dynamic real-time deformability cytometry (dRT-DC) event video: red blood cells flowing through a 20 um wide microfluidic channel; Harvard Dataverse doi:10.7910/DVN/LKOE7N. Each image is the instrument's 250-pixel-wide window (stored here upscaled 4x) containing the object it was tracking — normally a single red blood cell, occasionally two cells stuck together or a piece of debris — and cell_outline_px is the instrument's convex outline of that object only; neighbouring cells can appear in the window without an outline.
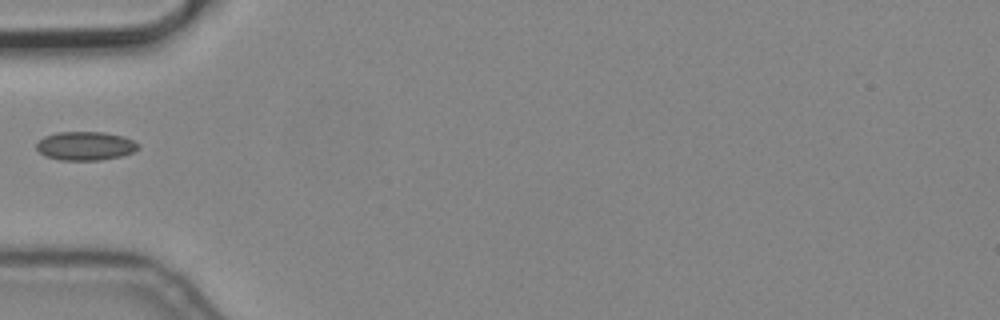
{"species": "common noctule bat (a hibernating species)", "species_latin": "Nyctalus noctula", "temperature_condition": "cold", "stored_images_in_passage": 1, "camera_frame_rate_fps": 3000, "um_per_image_px": 0.085, "animal": {"sex": "male", "body_mass_g": 19.2, "forearm_length_mm": 51.8}, "frame": {"image": 1, "passage_image": 1, "time_ms": 0.0, "image_size_px": [1000, 320], "cell_outline_px": [[140, 148], [132, 152], [120, 156], [100, 160], [60, 160], [44, 156], [36, 148], [36, 144], [44, 136], [56, 132], [104, 132], [124, 136], [140, 144]], "centroid_in_image_um": [7.26, 12.4], "position_along_channel_um": 77.7, "area_um2": 17.11}}